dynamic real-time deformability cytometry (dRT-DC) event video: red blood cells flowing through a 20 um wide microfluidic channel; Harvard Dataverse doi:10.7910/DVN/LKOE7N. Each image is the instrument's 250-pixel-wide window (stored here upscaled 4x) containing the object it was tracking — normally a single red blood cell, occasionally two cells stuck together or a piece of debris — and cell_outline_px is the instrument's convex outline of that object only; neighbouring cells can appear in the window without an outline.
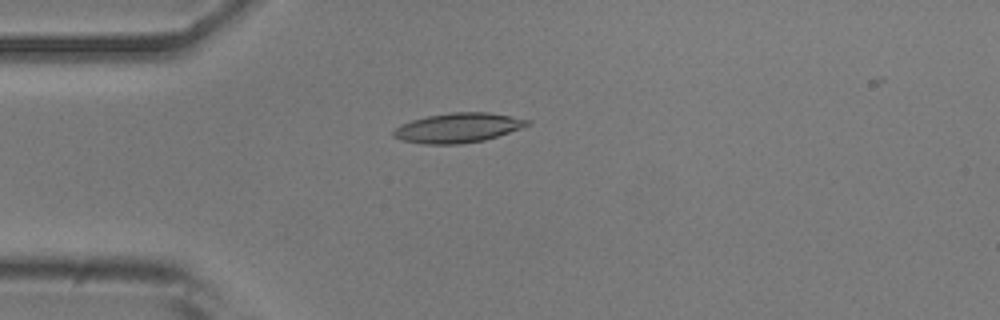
{"species": "common noctule bat (a hibernating species)", "species_latin": "Nyctalus noctula", "temperature_condition": "room temperature", "stored_images_in_passage": 1, "camera_frame_rate_fps": 3000, "um_per_image_px": 0.085, "animal": {"sex": "male", "body_mass_g": 20.5, "forearm_length_mm": 52.5}, "frame": {"image": 1, "passage_image": 1, "time_ms": 0.0, "image_size_px": [1000, 320], "cell_outline_px": [[532, 124], [484, 140], [460, 144], [424, 144], [400, 140], [392, 136], [392, 132], [400, 124], [412, 120], [428, 116], [452, 112], [488, 112], [532, 120]], "centroid_in_image_um": [38.91, 10.86], "position_along_channel_um": 46.1, "area_um2": 23.06}}